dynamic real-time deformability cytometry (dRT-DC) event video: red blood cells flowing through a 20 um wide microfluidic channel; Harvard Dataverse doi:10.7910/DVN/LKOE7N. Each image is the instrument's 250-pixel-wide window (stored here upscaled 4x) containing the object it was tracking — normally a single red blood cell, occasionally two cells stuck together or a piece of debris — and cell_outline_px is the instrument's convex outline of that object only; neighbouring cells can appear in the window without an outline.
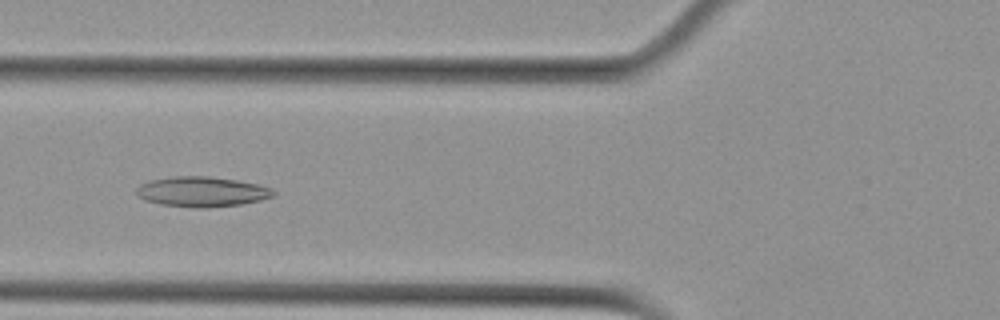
{"species": "Egyptian fruit bat (a non-hibernating species)", "species_latin": "Rousettus aegyptiacus", "temperature_condition": "cold", "stored_images_in_passage": 49, "camera_frame_rate_fps": 3000, "um_per_image_px": 0.085, "animal": {"sex": "female"}, "frame": {"image": 1, "passage_image": 16, "time_ms": 5.0, "image_size_px": [1000, 320], "cell_outline_px": [[276, 192], [272, 196], [260, 200], [240, 204], [208, 208], [196, 208], [160, 204], [144, 200], [136, 192], [136, 188], [140, 184], [148, 180], [172, 176], [208, 176], [236, 180], [260, 184], [272, 188]], "centroid_in_image_um": [17.15, 16.29], "position_along_channel_um": 108.7, "area_um2": 24.16}}
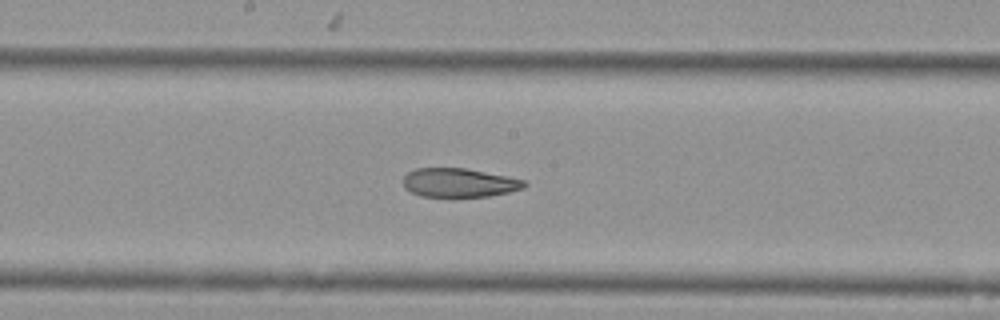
{"frame": {"image": 2, "passage_image": 24, "time_ms": 7.667, "image_size_px": [1000, 320], "cell_outline_px": [[528, 184], [524, 188], [508, 192], [488, 196], [452, 200], [420, 196], [404, 188], [404, 176], [408, 172], [416, 168], [464, 168], [524, 180]], "centroid_in_image_um": [38.98, 15.58], "position_along_channel_um": 209.2, "area_um2": 21.04}}
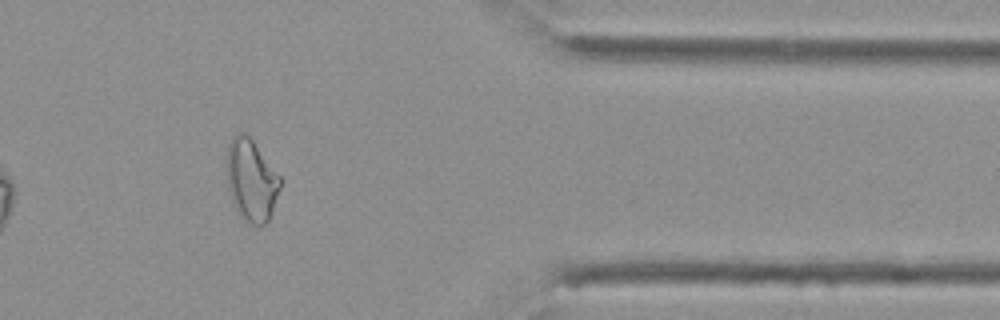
{"frame": {"image": 3, "passage_image": 40, "time_ms": 13.0, "image_size_px": [1000, 320], "cell_outline_px": [[280, 188], [268, 224], [256, 228], [244, 220], [236, 212], [228, 192], [228, 144], [232, 136], [236, 132], [244, 132], [252, 140], [280, 176]], "centroid_in_image_um": [21.36, 15.39], "position_along_channel_um": 390.0, "area_um2": 25.66}, "authors_computed_cell_mechanics": {"area_um2": 24.7384, "velocity_mm_per_s": 3.7797, "shape_relaxation_time_tau1_ms": null, "shape_relaxation_time_tau2_ms": 3.5566, "deformation_change_tau1": null, "deformation_change_tau2": 0.1112}}